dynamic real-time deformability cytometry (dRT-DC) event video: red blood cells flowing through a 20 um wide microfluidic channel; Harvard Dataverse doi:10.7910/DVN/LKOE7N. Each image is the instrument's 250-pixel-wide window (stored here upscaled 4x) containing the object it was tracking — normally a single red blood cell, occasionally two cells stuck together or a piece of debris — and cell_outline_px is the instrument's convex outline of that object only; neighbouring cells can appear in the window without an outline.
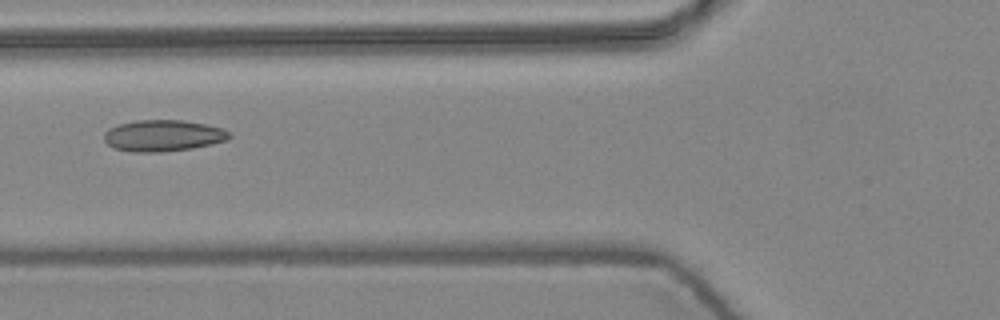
{"species": "common noctule bat (a hibernating species)", "species_latin": "Nyctalus noctula", "temperature_condition": "warm", "stored_images_in_passage": 3, "camera_frame_rate_fps": 3000, "um_per_image_px": 0.085, "animal": {"sex": "female", "body_mass_g": 24.6, "forearm_length_mm": 56.2}, "frame": {"image": 1, "passage_image": 3, "time_ms": 0.667, "image_size_px": [1000, 320], "cell_outline_px": [[232, 136], [228, 140], [212, 144], [192, 148], [160, 152], [132, 152], [112, 148], [104, 140], [104, 132], [108, 128], [120, 124], [136, 120], [184, 120], [224, 128]], "centroid_in_image_um": [13.86, 11.53], "position_along_channel_um": 111.9, "area_um2": 23.06}}